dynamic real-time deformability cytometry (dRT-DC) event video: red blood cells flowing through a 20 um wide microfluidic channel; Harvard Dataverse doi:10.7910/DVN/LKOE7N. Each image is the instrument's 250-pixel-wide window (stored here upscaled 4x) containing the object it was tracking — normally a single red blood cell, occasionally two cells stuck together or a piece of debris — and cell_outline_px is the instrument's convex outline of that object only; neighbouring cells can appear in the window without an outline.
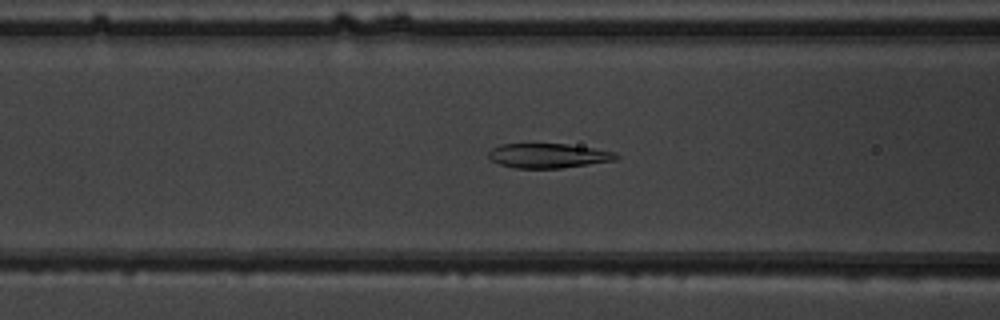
{"species": "common noctule bat (a hibernating species)", "species_latin": "Nyctalus noctula", "temperature_condition": "warm", "stored_images_in_passage": 49, "camera_frame_rate_fps": 3000, "um_per_image_px": 0.085, "animal": {"sex": "male", "body_mass_g": 19.5, "forearm_length_mm": 54.6}, "frame": {"image": 1, "passage_image": 19, "time_ms": 6.0, "image_size_px": [1000, 320], "cell_outline_px": [[620, 156], [616, 160], [560, 168], [516, 168], [500, 164], [492, 160], [488, 156], [488, 152], [492, 148], [500, 144], [568, 144], [616, 152]], "centroid_in_image_um": [46.61, 13.23], "position_along_channel_um": 120.0, "area_um2": 18.15}}
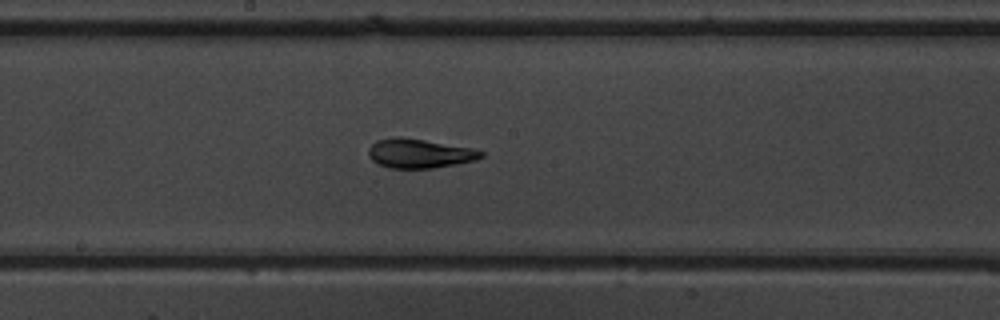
{"frame": {"image": 2, "passage_image": 26, "time_ms": 8.333, "image_size_px": [1000, 320], "cell_outline_px": [[484, 156], [476, 160], [456, 164], [432, 168], [388, 168], [372, 160], [368, 156], [368, 148], [376, 140], [392, 136], [400, 136], [472, 148], [484, 152]], "centroid_in_image_um": [35.63, 13.03], "position_along_channel_um": 212.6, "area_um2": 19.25}}
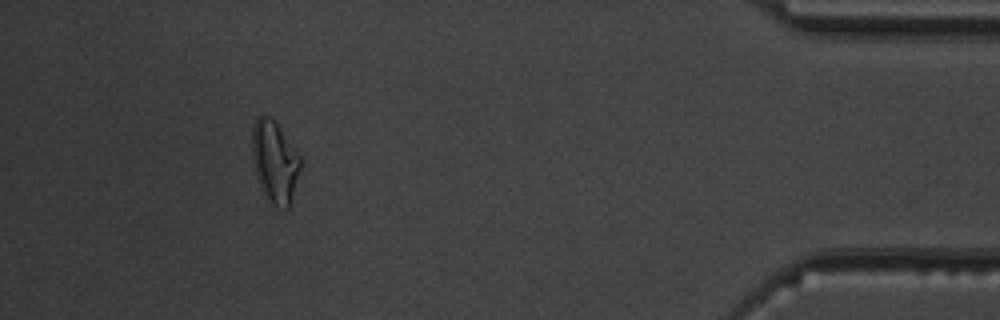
{"frame": {"image": 3, "passage_image": 45, "time_ms": 14.667, "image_size_px": [1000, 320], "cell_outline_px": [[300, 168], [292, 196], [288, 208], [276, 208], [268, 200], [256, 176], [252, 156], [252, 128], [256, 120], [260, 116], [268, 116], [276, 124], [300, 156]], "centroid_in_image_um": [23.33, 13.77], "position_along_channel_um": 411.9, "area_um2": 22.37}, "authors_computed_cell_mechanics": {"area_um2": 20.0566, "velocity_mm_per_s": 3.9704, "shape_relaxation_time_tau1_ms": 5.5427, "shape_relaxation_time_tau2_ms": 0.9737, "deformation_change_tau1": 0.1989, "deformation_change_tau2": 0.0567}}